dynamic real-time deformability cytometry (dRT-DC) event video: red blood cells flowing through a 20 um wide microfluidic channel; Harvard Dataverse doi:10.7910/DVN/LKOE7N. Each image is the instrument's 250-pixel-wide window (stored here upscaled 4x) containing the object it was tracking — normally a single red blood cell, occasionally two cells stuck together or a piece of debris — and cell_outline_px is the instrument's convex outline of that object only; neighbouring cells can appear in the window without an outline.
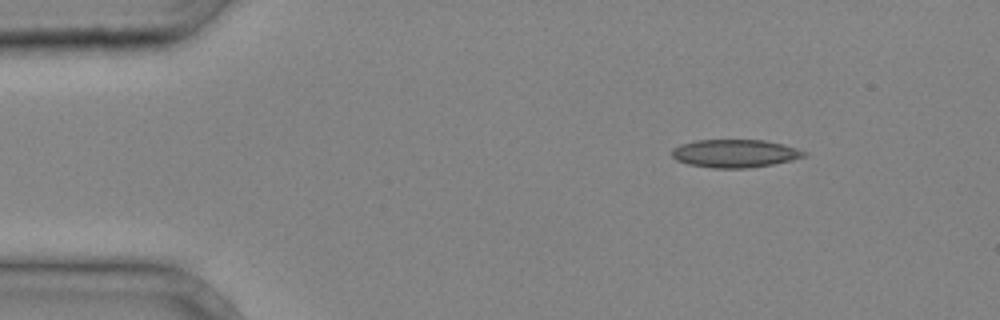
{"species": "common noctule bat (a hibernating species)", "species_latin": "Nyctalus noctula", "temperature_condition": "cold", "stored_images_in_passage": 2, "camera_frame_rate_fps": 3000, "um_per_image_px": 0.085, "animal": {"sex": "male", "body_mass_g": 20.4}, "frame": {"image": 1, "passage_image": 1, "time_ms": 0.0, "image_size_px": [1000, 320], "cell_outline_px": [[808, 152], [804, 156], [792, 160], [772, 164], [748, 168], [712, 168], [688, 164], [676, 160], [672, 156], [672, 148], [680, 144], [696, 140], [764, 140], [784, 144]], "centroid_in_image_um": [62.45, 13.04], "position_along_channel_um": 22.5, "area_um2": 21.62}}